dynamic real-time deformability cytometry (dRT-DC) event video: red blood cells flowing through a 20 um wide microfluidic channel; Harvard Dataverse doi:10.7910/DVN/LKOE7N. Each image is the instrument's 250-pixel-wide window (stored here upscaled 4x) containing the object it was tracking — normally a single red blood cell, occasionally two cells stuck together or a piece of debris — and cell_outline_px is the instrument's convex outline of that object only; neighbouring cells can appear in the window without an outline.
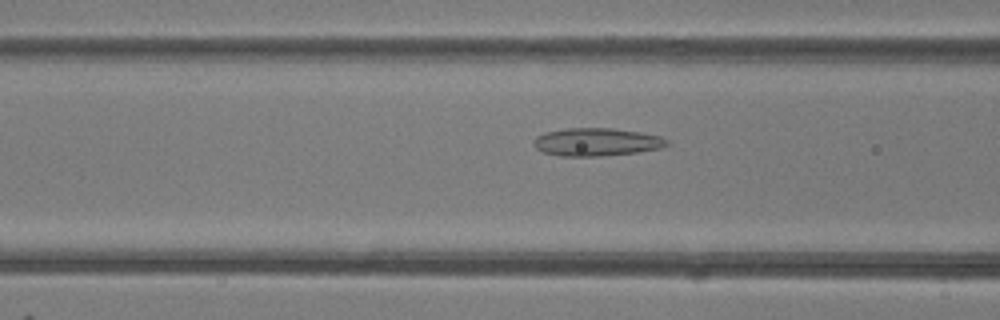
{"species": "common noctule bat (a hibernating species)", "species_latin": "Nyctalus noctula", "temperature_condition": "room temperature", "stored_images_in_passage": 15, "camera_frame_rate_fps": 3000, "um_per_image_px": 0.085, "animal": {"sex": "female"}, "frame": {"image": 1, "passage_image": 13, "time_ms": 4.0, "image_size_px": [1000, 320], "cell_outline_px": [[668, 144], [660, 148], [636, 152], [600, 156], [560, 156], [540, 152], [532, 144], [532, 140], [536, 136], [544, 132], [564, 128], [612, 128], [640, 132], [660, 136], [668, 140]], "centroid_in_image_um": [50.63, 12.06], "position_along_channel_um": 116.0, "area_um2": 21.85}}